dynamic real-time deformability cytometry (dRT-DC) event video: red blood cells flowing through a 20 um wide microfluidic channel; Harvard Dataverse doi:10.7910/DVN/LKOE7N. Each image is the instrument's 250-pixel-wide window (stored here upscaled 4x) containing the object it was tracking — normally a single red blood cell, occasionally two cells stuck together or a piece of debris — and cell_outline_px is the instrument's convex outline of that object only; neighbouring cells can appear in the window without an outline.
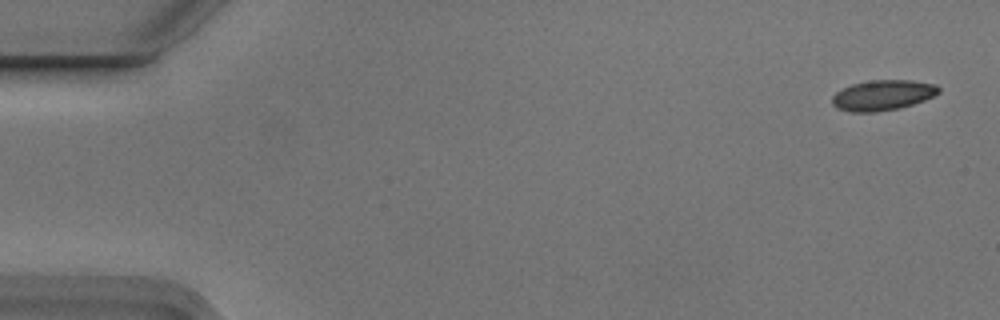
{"species": "Egyptian fruit bat (a non-hibernating species)", "species_latin": "Rousettus aegyptiacus", "temperature_condition": "cold", "stored_images_in_passage": 6, "segment_of_instrument_passage": [1, 2], "camera_frame_rate_fps": 3000, "um_per_image_px": 0.085, "animal": {"sex": "male"}, "frame": {"image": 1, "passage_image": 1, "time_ms": 0.0, "image_size_px": [1000, 320], "cell_outline_px": [[940, 92], [924, 100], [900, 108], [876, 112], [848, 112], [836, 108], [832, 104], [832, 96], [836, 92], [852, 84], [872, 80], [912, 80], [936, 84], [940, 88]], "centroid_in_image_um": [75.02, 8.09], "position_along_channel_um": 10.0, "area_um2": 18.9}}
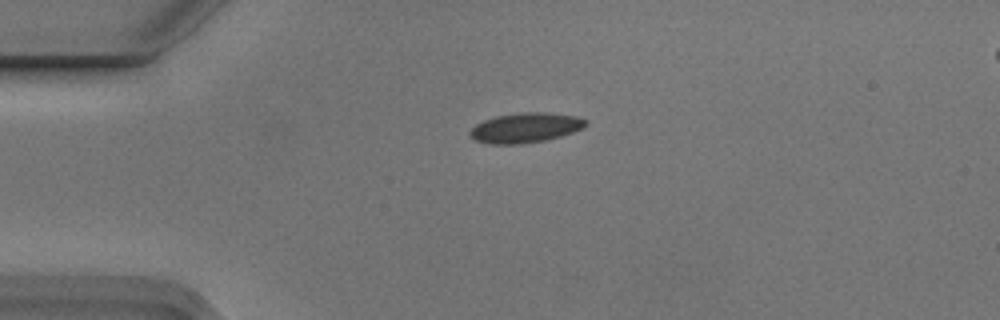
{"frame": {"image": 2, "passage_image": 4, "time_ms": 1.0, "image_size_px": [1000, 320], "cell_outline_px": [[588, 124], [584, 128], [560, 136], [544, 140], [520, 144], [492, 144], [476, 140], [468, 132], [476, 124], [484, 120], [496, 116], [520, 112], [544, 112], [580, 116], [588, 120]], "centroid_in_image_um": [44.71, 10.84], "position_along_channel_um": 40.3, "area_um2": 20.17}}